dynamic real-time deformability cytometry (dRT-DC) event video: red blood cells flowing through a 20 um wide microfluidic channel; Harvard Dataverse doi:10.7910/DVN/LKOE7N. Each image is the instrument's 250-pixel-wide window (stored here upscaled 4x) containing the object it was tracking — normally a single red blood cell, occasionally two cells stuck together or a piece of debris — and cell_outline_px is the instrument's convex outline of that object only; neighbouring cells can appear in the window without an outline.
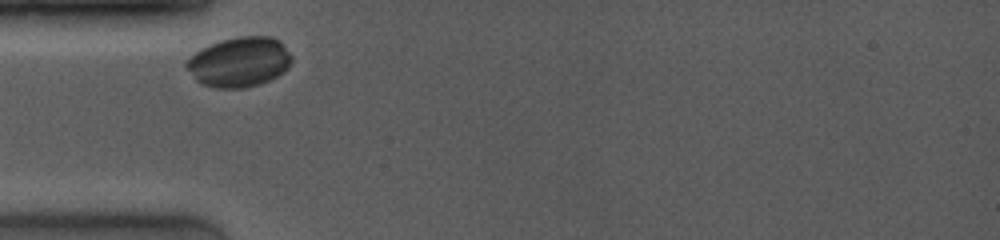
{"species": "common noctule bat (a hibernating species)", "species_latin": "Nyctalus noctula", "temperature_condition": "room temperature", "stored_images_in_passage": 5, "camera_frame_rate_fps": 4000, "um_per_image_px": 0.085, "animal": {"sex": "female", "body_mass_g": 19.0, "forearm_length_mm": 53.3}, "frame": {"image": 1, "passage_image": 1, "time_ms": 0.0, "image_size_px": [1000, 240], "cell_outline_px": [[292, 60], [288, 68], [284, 72], [260, 84], [244, 88], [216, 88], [200, 84], [196, 80], [184, 64], [200, 48], [220, 40], [236, 36], [268, 36], [280, 40], [292, 56]], "centroid_in_image_um": [20.35, 5.26], "position_along_channel_um": 64.7, "area_um2": 30.69}}